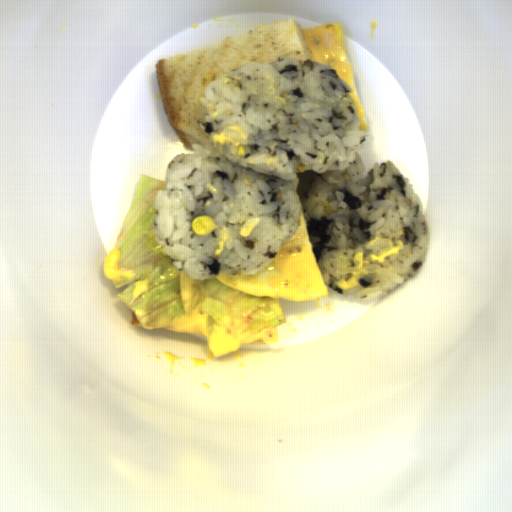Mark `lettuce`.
<instances>
[{
    "label": "lettuce",
    "instance_id": "lettuce-1",
    "mask_svg": "<svg viewBox=\"0 0 512 512\" xmlns=\"http://www.w3.org/2000/svg\"><path fill=\"white\" fill-rule=\"evenodd\" d=\"M162 189L166 181L139 176L116 244L103 260L106 279L116 286L144 330L200 312L207 328L205 349L214 358L237 351L284 324L280 299L236 291L216 276L194 279L173 266L153 230Z\"/></svg>",
    "mask_w": 512,
    "mask_h": 512
}]
</instances>
